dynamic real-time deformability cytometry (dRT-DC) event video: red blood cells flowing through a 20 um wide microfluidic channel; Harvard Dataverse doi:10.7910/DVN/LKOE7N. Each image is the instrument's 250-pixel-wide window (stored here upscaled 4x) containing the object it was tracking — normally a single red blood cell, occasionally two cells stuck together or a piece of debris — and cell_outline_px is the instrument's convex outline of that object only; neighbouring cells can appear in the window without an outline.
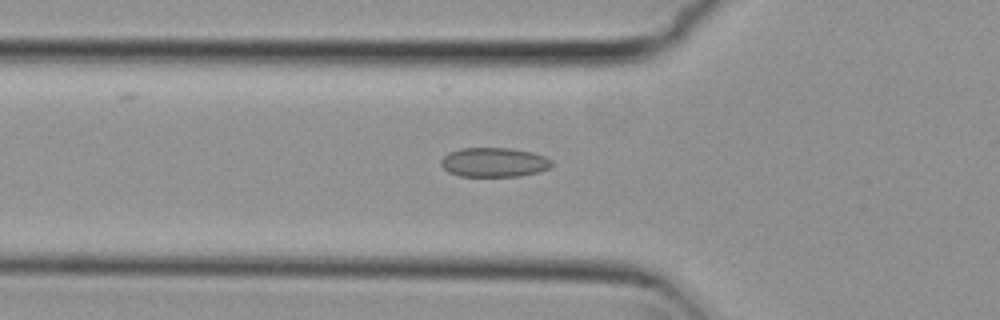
{"species": "common noctule bat (a hibernating species)", "species_latin": "Nyctalus noctula", "temperature_condition": "cold", "stored_images_in_passage": 38, "camera_frame_rate_fps": 3000, "um_per_image_px": 0.085, "animal": {"sex": "female", "body_mass_g": 29.2, "forearm_length_mm": 56.3}, "frame": {"image": 1, "passage_image": 5, "time_ms": 1.333, "image_size_px": [1000, 320], "cell_outline_px": [[552, 164], [548, 168], [540, 172], [520, 176], [460, 176], [448, 172], [440, 164], [440, 160], [448, 152], [460, 148], [512, 148], [532, 152], [544, 156], [552, 160]], "centroid_in_image_um": [41.98, 13.79], "position_along_channel_um": 83.8, "area_um2": 19.07}}
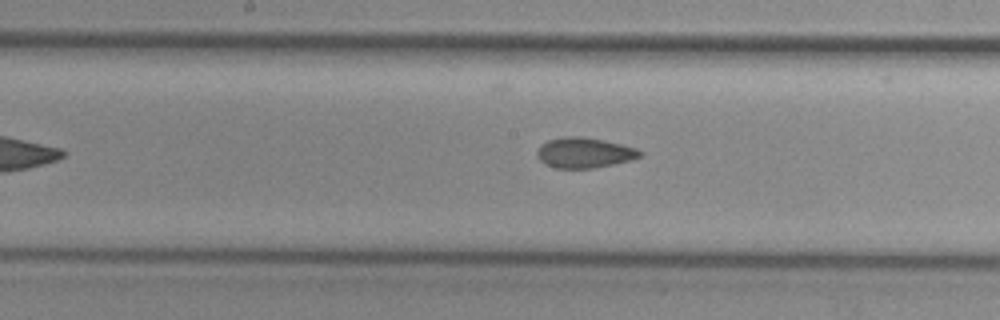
{"frame": {"image": 2, "passage_image": 14, "time_ms": 4.333, "image_size_px": [1000, 320], "cell_outline_px": [[644, 152], [640, 156], [632, 160], [592, 168], [556, 168], [544, 164], [540, 160], [536, 152], [548, 140], [564, 136], [580, 136], [620, 144], [636, 148]], "centroid_in_image_um": [49.67, 12.99], "position_along_channel_um": 198.5, "area_um2": 17.92}}
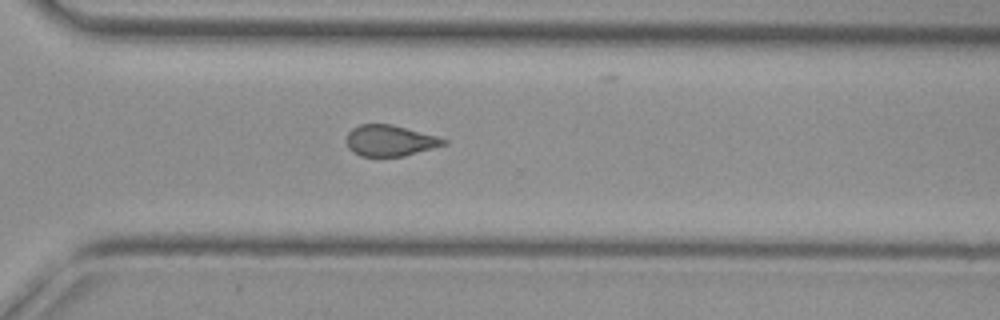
{"frame": {"image": 3, "passage_image": 25, "time_ms": 8.0, "image_size_px": [1000, 320], "cell_outline_px": [[448, 144], [404, 156], [360, 156], [352, 152], [348, 148], [348, 132], [352, 128], [360, 124], [392, 124], [436, 136], [448, 140]], "centroid_in_image_um": [33.16, 11.95], "position_along_channel_um": 337.4, "area_um2": 17.51}}